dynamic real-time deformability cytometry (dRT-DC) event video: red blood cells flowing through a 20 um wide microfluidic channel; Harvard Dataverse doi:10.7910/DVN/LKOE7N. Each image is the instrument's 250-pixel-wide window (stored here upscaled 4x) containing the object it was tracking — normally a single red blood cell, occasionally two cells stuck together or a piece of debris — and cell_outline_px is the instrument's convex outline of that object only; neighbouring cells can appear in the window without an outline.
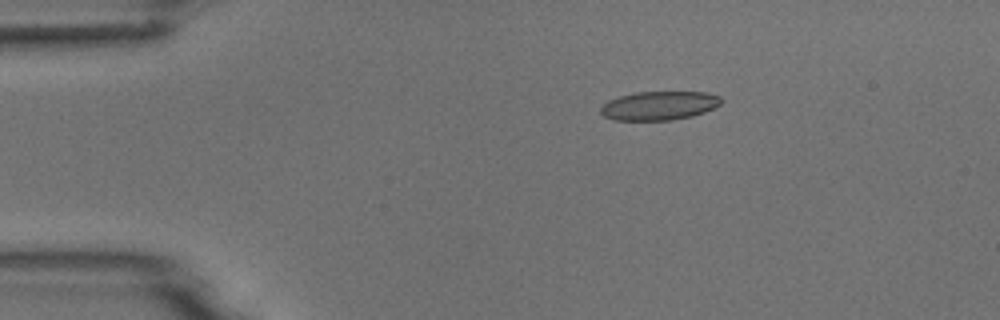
{"species": "common noctule bat (a hibernating species)", "species_latin": "Nyctalus noctula", "temperature_condition": "room temperature", "stored_images_in_passage": 9, "camera_frame_rate_fps": 3000, "um_per_image_px": 0.085, "animal": {"sex": "male", "body_mass_g": 18.8}, "frame": {"image": 1, "passage_image": 2, "time_ms": 2.0, "image_size_px": [1000, 320], "cell_outline_px": [[724, 100], [720, 104], [704, 112], [692, 116], [672, 120], [616, 120], [604, 116], [600, 112], [600, 108], [608, 100], [620, 96], [636, 92], [708, 92], [720, 96]], "centroid_in_image_um": [56.05, 8.97], "position_along_channel_um": 29.0, "area_um2": 20.23}}
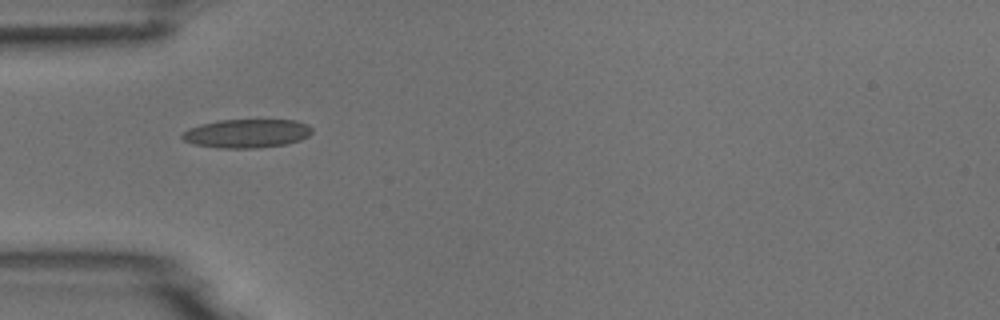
{"frame": {"image": 2, "passage_image": 4, "time_ms": 4.333, "image_size_px": [1000, 320], "cell_outline_px": [[312, 132], [308, 136], [300, 140], [284, 144], [256, 148], [216, 148], [196, 144], [184, 140], [180, 136], [188, 128], [200, 124], [220, 120], [296, 120], [308, 124], [312, 128]], "centroid_in_image_um": [20.98, 11.34], "position_along_channel_um": 64.0, "area_um2": 21.68}}